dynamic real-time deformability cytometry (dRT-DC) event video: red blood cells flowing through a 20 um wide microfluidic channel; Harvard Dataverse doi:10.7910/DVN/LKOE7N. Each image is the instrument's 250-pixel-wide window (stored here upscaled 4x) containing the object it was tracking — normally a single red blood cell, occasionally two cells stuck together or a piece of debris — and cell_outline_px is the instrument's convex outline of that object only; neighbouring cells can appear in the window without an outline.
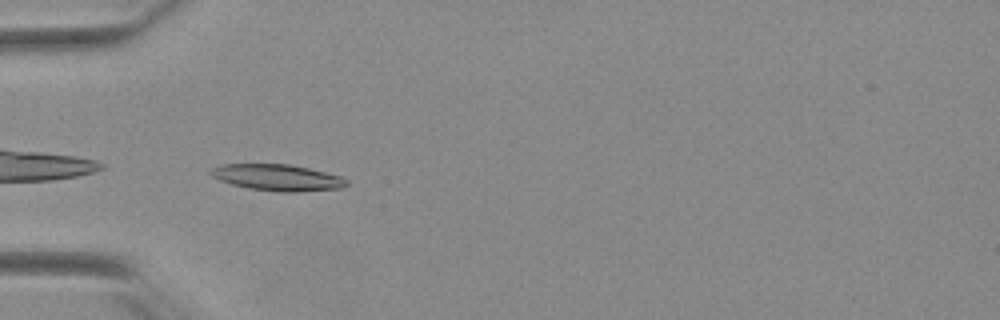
{"species": "Egyptian fruit bat (a non-hibernating species)", "species_latin": "Rousettus aegyptiacus", "temperature_condition": "warm", "stored_images_in_passage": 14, "camera_frame_rate_fps": 3000, "um_per_image_px": 0.085, "animal": {"sex": "female"}, "frame": {"image": 1, "passage_image": 1, "time_ms": 0.0, "image_size_px": [1000, 320], "cell_outline_px": [[348, 184], [340, 188], [300, 192], [280, 192], [248, 188], [232, 184], [220, 180], [212, 176], [208, 172], [208, 168], [220, 164], [288, 164], [308, 168], [340, 176], [348, 180]], "centroid_in_image_um": [23.54, 15.08], "position_along_channel_um": 61.5, "area_um2": 20.92}}
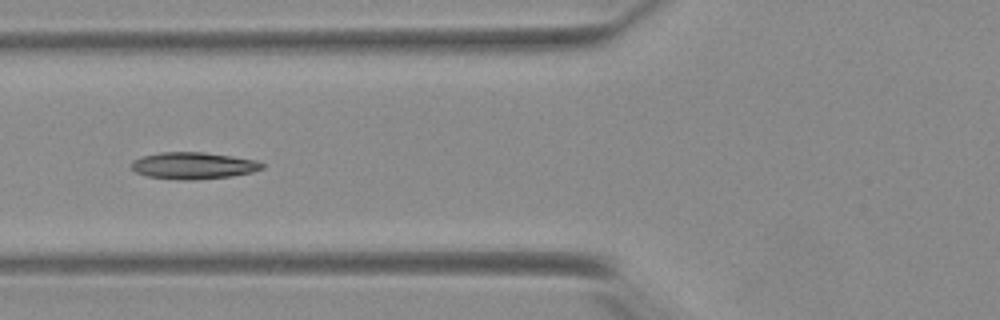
{"frame": {"image": 2, "passage_image": 5, "time_ms": 1.333, "image_size_px": [1000, 320], "cell_outline_px": [[264, 168], [252, 172], [232, 176], [196, 180], [180, 180], [148, 176], [136, 172], [132, 168], [132, 160], [144, 156], [160, 152], [204, 152], [232, 156], [256, 160], [264, 164]], "centroid_in_image_um": [16.46, 14.08], "position_along_channel_um": 109.3, "area_um2": 20.4}}
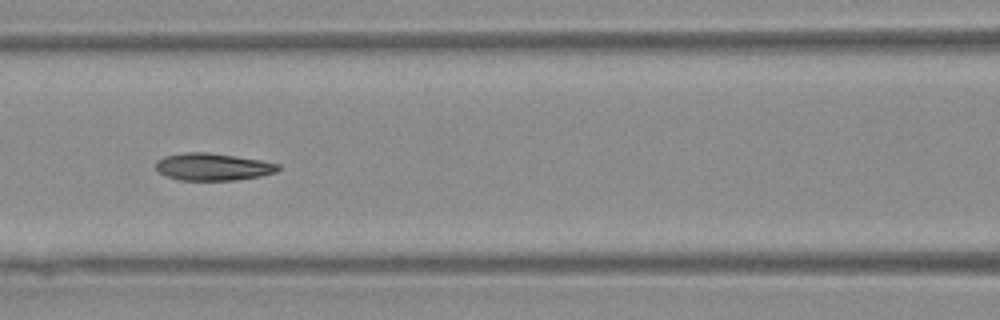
{"frame": {"image": 3, "passage_image": 8, "time_ms": 2.333, "image_size_px": [1000, 320], "cell_outline_px": [[280, 168], [276, 172], [260, 176], [236, 180], [180, 180], [168, 176], [160, 172], [156, 168], [156, 160], [164, 156], [184, 152], [208, 152], [260, 160], [280, 164]], "centroid_in_image_um": [18.09, 14.17], "position_along_channel_um": 148.5, "area_um2": 19.36}}